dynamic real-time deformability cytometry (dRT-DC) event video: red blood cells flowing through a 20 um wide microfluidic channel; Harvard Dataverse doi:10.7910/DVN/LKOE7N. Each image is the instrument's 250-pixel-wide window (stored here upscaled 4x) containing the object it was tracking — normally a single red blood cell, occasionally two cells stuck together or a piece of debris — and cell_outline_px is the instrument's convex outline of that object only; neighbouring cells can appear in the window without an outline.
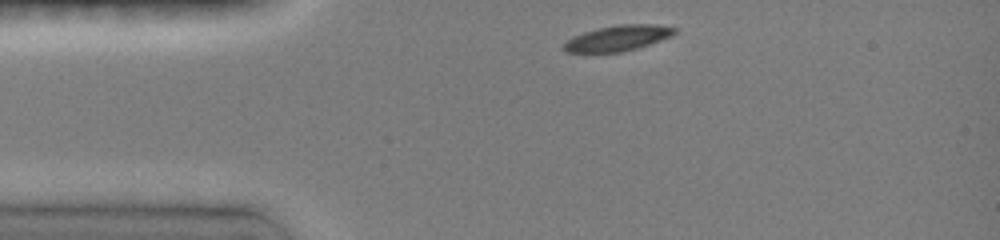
{"species": "common noctule bat (a hibernating species)", "species_latin": "Nyctalus noctula", "temperature_condition": "room temperature", "stored_images_in_passage": 4, "camera_frame_rate_fps": 3000, "um_per_image_px": 0.085, "animal": {"sex": "female", "body_mass_g": 19.0, "forearm_length_mm": 51.5}, "frame": {"image": 1, "passage_image": 1, "time_ms": 0.0, "image_size_px": [1000, 240], "cell_outline_px": [[676, 32], [672, 36], [636, 48], [620, 52], [564, 52], [560, 48], [572, 36], [584, 32], [600, 28], [620, 24], [656, 24], [676, 28]], "centroid_in_image_um": [52.49, 3.24], "position_along_channel_um": 32.5, "area_um2": 16.36}}